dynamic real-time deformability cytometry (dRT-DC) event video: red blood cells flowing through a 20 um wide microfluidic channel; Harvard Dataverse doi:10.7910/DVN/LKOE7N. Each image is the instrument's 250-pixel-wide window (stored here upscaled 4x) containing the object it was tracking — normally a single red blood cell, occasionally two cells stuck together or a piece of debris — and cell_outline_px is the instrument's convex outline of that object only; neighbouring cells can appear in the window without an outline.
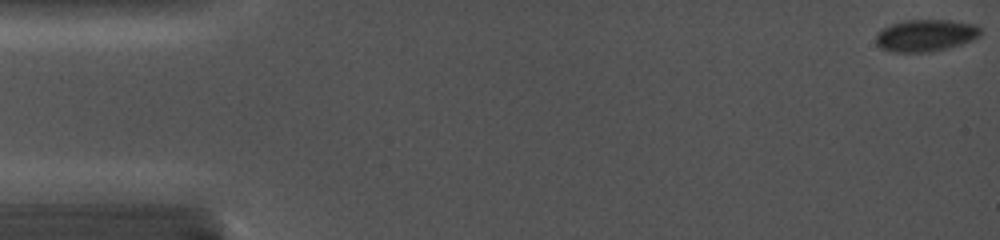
{"species": "common noctule bat (a hibernating species)", "species_latin": "Nyctalus noctula", "temperature_condition": "cold", "stored_images_in_passage": 34, "camera_frame_rate_fps": 5000, "um_per_image_px": 0.085, "animal": {"sex": "female", "body_mass_g": 19.0, "forearm_length_mm": 56.7}, "frame": {"image": 1, "passage_image": 1, "time_ms": 0.0, "image_size_px": [1000, 240], "cell_outline_px": [[980, 36], [972, 40], [960, 44], [928, 52], [892, 52], [880, 48], [876, 44], [876, 36], [884, 28], [892, 24], [904, 20], [948, 20], [976, 24], [980, 28]], "centroid_in_image_um": [78.67, 3.01], "position_along_channel_um": 6.3, "area_um2": 19.31}}
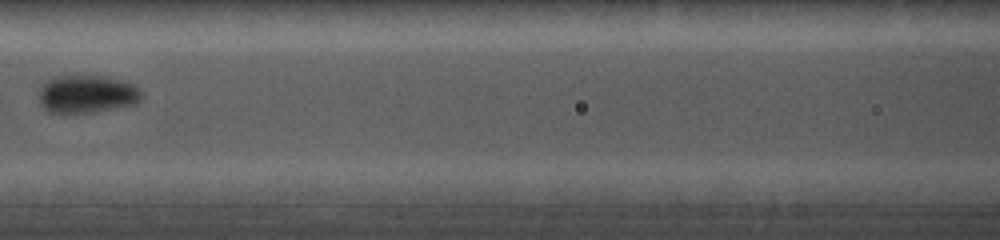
{"frame": {"image": 2, "passage_image": 19, "time_ms": 7.4, "image_size_px": [1000, 240], "cell_outline_px": [[140, 100], [136, 104], [116, 108], [92, 112], [64, 116], [48, 112], [40, 104], [40, 88], [52, 76], [96, 76], [120, 80], [132, 84], [140, 92]], "centroid_in_image_um": [7.31, 8.05], "position_along_channel_um": 159.3, "area_um2": 22.83}}
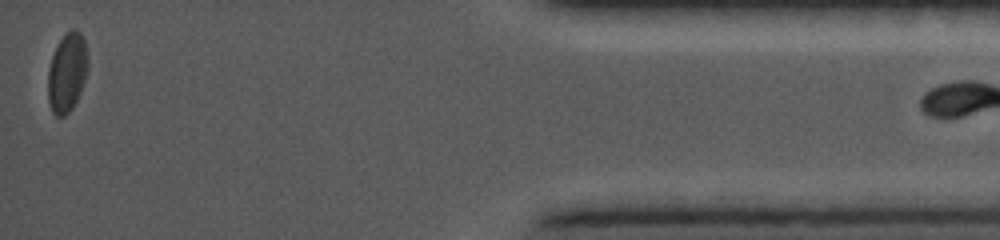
{"frame": {"image": 3, "passage_image": 33, "time_ms": 15.6, "image_size_px": [1000, 240], "cell_outline_px": [[88, 68], [80, 92], [72, 108], [64, 116], [56, 116], [52, 112], [48, 100], [48, 68], [52, 56], [60, 40], [72, 28], [76, 28], [80, 32], [84, 40], [88, 60]], "centroid_in_image_um": [5.7, 6.16], "position_along_channel_um": 429.5, "area_um2": 18.26}}